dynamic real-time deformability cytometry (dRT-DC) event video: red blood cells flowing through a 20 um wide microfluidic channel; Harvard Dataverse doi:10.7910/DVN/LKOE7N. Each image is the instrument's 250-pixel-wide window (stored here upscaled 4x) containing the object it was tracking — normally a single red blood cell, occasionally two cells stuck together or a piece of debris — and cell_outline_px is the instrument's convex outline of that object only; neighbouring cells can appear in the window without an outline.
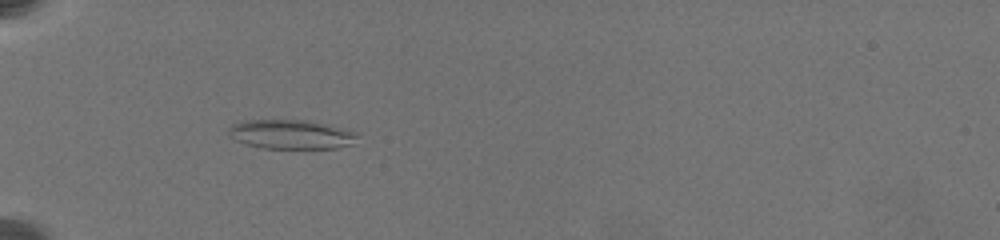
{"species": "common noctule bat (a hibernating species)", "species_latin": "Nyctalus noctula", "temperature_condition": "warm", "stored_images_in_passage": 98, "camera_frame_rate_fps": 3000, "um_per_image_px": 0.085, "animal": {"sex": "female", "body_mass_g": 19.5, "forearm_length_mm": 54.1}, "frame": {"image": 1, "passage_image": 1, "time_ms": 0.0, "image_size_px": [1000, 240], "cell_outline_px": [[356, 136], [352, 144], [336, 148], [264, 148], [244, 144], [228, 136], [228, 128], [232, 124], [244, 120], [308, 120], [356, 132]], "centroid_in_image_um": [24.66, 11.42], "position_along_channel_um": 60.3, "area_um2": 21.79}}
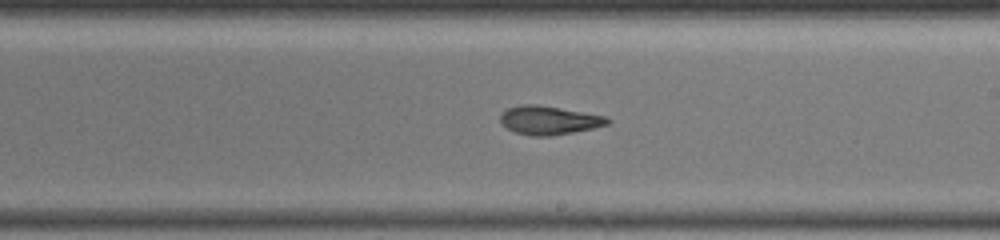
{"frame": {"image": 2, "passage_image": 46, "time_ms": 5.667, "image_size_px": [1000, 240], "cell_outline_px": [[612, 120], [608, 124], [592, 128], [552, 136], [532, 136], [516, 132], [500, 124], [500, 112], [508, 108], [520, 104], [536, 104], [608, 116]], "centroid_in_image_um": [46.65, 10.21], "position_along_channel_um": 242.4, "area_um2": 17.98}}
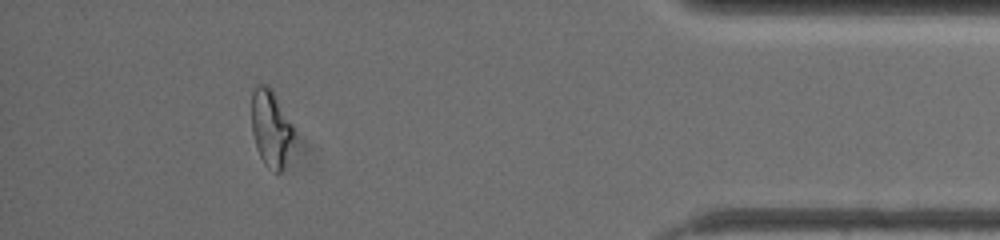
{"frame": {"image": 3, "passage_image": 87, "time_ms": 11.667, "image_size_px": [1000, 240], "cell_outline_px": [[292, 136], [284, 168], [280, 172], [276, 172], [268, 168], [264, 164], [256, 148], [252, 132], [252, 92], [256, 84], [264, 84], [272, 88], [292, 124]], "centroid_in_image_um": [22.99, 10.87], "position_along_channel_um": 412.2, "area_um2": 18.67}, "authors_computed_cell_mechanics": {"area_um2": 18.1781, "velocity_mm_per_s": 3.4898, "shape_relaxation_time_tau1_ms": null, "shape_relaxation_time_tau2_ms": 2.702, "deformation_change_tau1": null, "deformation_change_tau2": 0.1015}}